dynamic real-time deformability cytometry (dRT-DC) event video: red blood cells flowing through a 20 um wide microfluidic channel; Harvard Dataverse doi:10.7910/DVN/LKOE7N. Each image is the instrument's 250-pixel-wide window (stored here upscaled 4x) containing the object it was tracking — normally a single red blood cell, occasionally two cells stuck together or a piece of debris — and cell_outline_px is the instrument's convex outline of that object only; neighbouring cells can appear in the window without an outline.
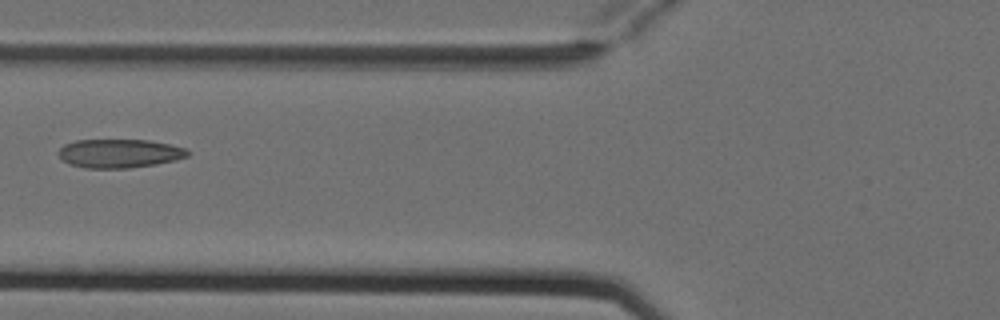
{"species": "Egyptian fruit bat (a non-hibernating species)", "species_latin": "Rousettus aegyptiacus", "temperature_condition": "cold", "stored_images_in_passage": 3, "camera_frame_rate_fps": 3000, "um_per_image_px": 0.085, "animal": {"sex": "female"}, "frame": {"image": 1, "passage_image": 3, "time_ms": 0.667, "image_size_px": [1000, 320], "cell_outline_px": [[188, 156], [176, 160], [156, 164], [128, 168], [84, 168], [68, 164], [56, 152], [64, 144], [76, 140], [148, 140], [172, 144], [184, 148], [188, 152]], "centroid_in_image_um": [10.13, 13.04], "position_along_channel_um": 115.7, "area_um2": 21.68}}